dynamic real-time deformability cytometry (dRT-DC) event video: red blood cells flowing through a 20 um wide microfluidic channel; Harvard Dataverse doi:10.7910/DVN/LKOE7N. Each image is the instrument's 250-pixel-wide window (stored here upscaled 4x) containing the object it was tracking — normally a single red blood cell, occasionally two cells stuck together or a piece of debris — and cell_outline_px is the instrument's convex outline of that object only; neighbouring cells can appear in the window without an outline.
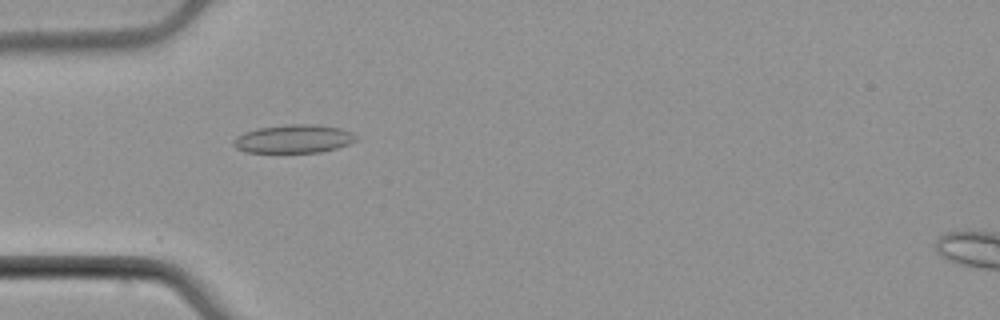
{"species": "common noctule bat (a hibernating species)", "species_latin": "Nyctalus noctula", "temperature_condition": "cold", "stored_images_in_passage": 52, "camera_frame_rate_fps": 3000, "um_per_image_px": 0.085, "animal": {"sex": "male", "body_mass_g": 21.5, "forearm_length_mm": 52.0}, "frame": {"image": 1, "passage_image": 16, "time_ms": 5.0, "image_size_px": [1000, 320], "cell_outline_px": [[356, 140], [348, 144], [336, 148], [320, 152], [244, 152], [236, 148], [232, 144], [232, 140], [236, 136], [244, 132], [256, 128], [292, 124], [316, 124], [340, 128], [352, 132], [356, 136]], "centroid_in_image_um": [24.92, 11.8], "position_along_channel_um": 60.1, "area_um2": 20.29}}
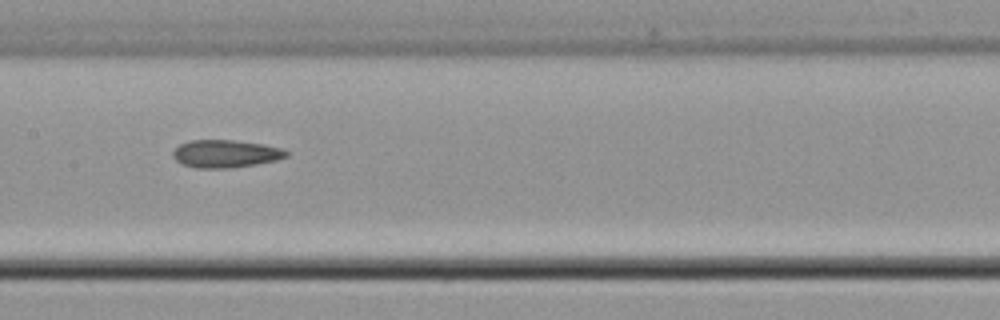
{"frame": {"image": 2, "passage_image": 26, "time_ms": 8.333, "image_size_px": [1000, 320], "cell_outline_px": [[288, 156], [276, 160], [256, 164], [228, 168], [196, 168], [184, 164], [176, 160], [172, 156], [172, 152], [180, 144], [188, 140], [232, 140], [260, 144], [280, 148], [288, 152]], "centroid_in_image_um": [19.14, 13.07], "position_along_channel_um": 188.3, "area_um2": 18.09}}
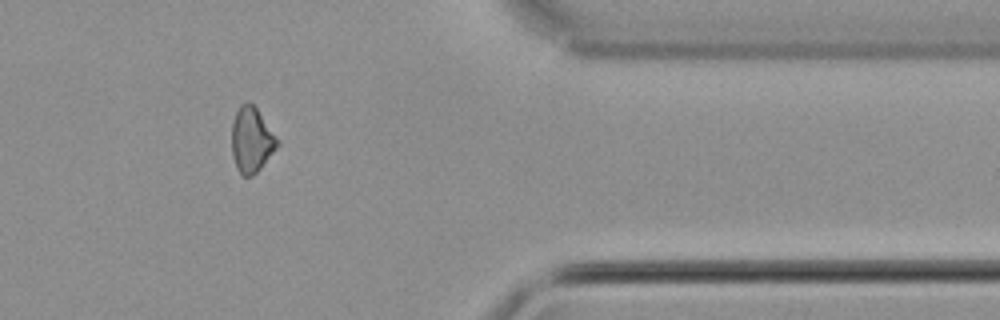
{"frame": {"image": 3, "passage_image": 43, "time_ms": 14.0, "image_size_px": [1000, 320], "cell_outline_px": [[280, 144], [260, 168], [252, 176], [244, 176], [236, 168], [232, 156], [232, 124], [236, 112], [240, 104], [248, 100], [256, 108], [280, 140]], "centroid_in_image_um": [21.38, 11.88], "position_along_channel_um": 390.0, "area_um2": 17.34}, "authors_computed_cell_mechanics": {"area_um2": 18.3515, "velocity_mm_per_s": 3.9431, "shape_relaxation_time_tau1_ms": 9.0223, "shape_relaxation_time_tau2_ms": null, "deformation_change_tau1": 0.1201, "deformation_change_tau2": null}}